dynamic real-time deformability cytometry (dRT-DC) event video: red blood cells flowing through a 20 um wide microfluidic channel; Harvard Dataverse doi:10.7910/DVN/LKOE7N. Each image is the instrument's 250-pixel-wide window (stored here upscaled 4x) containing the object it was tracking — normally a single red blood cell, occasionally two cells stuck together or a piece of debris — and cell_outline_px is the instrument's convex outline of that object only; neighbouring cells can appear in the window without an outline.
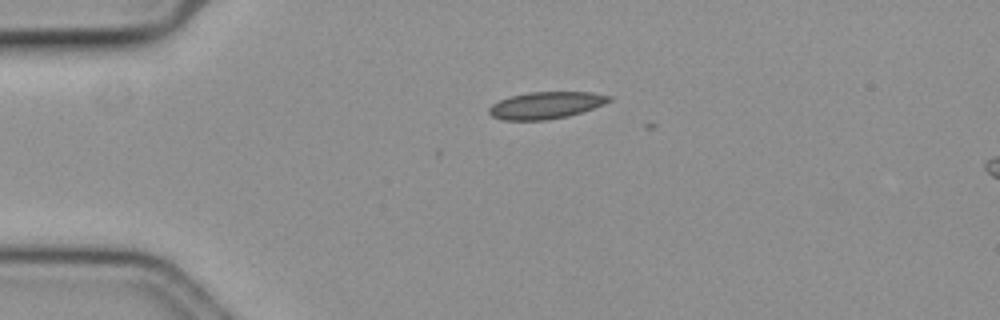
{"species": "common noctule bat (a hibernating species)", "species_latin": "Nyctalus noctula", "temperature_condition": "cold", "stored_images_in_passage": 3, "camera_frame_rate_fps": 3000, "um_per_image_px": 0.085, "animal": {"sex": "female", "body_mass_g": 19.3, "forearm_length_mm": 54.1}, "frame": {"image": 1, "passage_image": 1, "time_ms": 0.0, "image_size_px": [1000, 320], "cell_outline_px": [[612, 100], [604, 104], [568, 116], [548, 120], [500, 120], [492, 116], [488, 112], [488, 108], [492, 104], [508, 96], [528, 92], [592, 92], [612, 96]], "centroid_in_image_um": [46.37, 8.94], "position_along_channel_um": 38.6, "area_um2": 18.96}}